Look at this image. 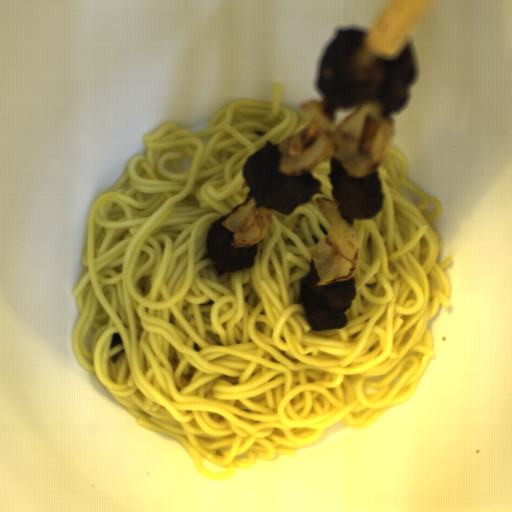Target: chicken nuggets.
<instances>
[{
  "mask_svg": "<svg viewBox=\"0 0 512 512\" xmlns=\"http://www.w3.org/2000/svg\"><path fill=\"white\" fill-rule=\"evenodd\" d=\"M367 33L358 29L337 32L319 66L316 85L332 107L362 102L395 112L407 97L416 76L410 45L393 59H382L364 45Z\"/></svg>",
  "mask_w": 512,
  "mask_h": 512,
  "instance_id": "1",
  "label": "chicken nuggets"
},
{
  "mask_svg": "<svg viewBox=\"0 0 512 512\" xmlns=\"http://www.w3.org/2000/svg\"><path fill=\"white\" fill-rule=\"evenodd\" d=\"M280 144L266 141L246 161L245 178L256 206L277 213L291 214L299 204L308 202L315 194H322V181L310 170L301 175H286L279 171Z\"/></svg>",
  "mask_w": 512,
  "mask_h": 512,
  "instance_id": "2",
  "label": "chicken nuggets"
},
{
  "mask_svg": "<svg viewBox=\"0 0 512 512\" xmlns=\"http://www.w3.org/2000/svg\"><path fill=\"white\" fill-rule=\"evenodd\" d=\"M319 277L310 261L309 273L301 278V301L312 331H327L347 325L346 311L357 295L355 277L331 285H317Z\"/></svg>",
  "mask_w": 512,
  "mask_h": 512,
  "instance_id": "3",
  "label": "chicken nuggets"
},
{
  "mask_svg": "<svg viewBox=\"0 0 512 512\" xmlns=\"http://www.w3.org/2000/svg\"><path fill=\"white\" fill-rule=\"evenodd\" d=\"M328 179L331 197L342 218L349 221L370 219L382 209V185L376 167L363 177H352L343 171L334 155Z\"/></svg>",
  "mask_w": 512,
  "mask_h": 512,
  "instance_id": "4",
  "label": "chicken nuggets"
},
{
  "mask_svg": "<svg viewBox=\"0 0 512 512\" xmlns=\"http://www.w3.org/2000/svg\"><path fill=\"white\" fill-rule=\"evenodd\" d=\"M231 214H224L213 221L206 235L207 257L214 262L212 267L219 275L234 274L252 267L258 254V242L247 248L232 246L234 233L222 225Z\"/></svg>",
  "mask_w": 512,
  "mask_h": 512,
  "instance_id": "5",
  "label": "chicken nuggets"
}]
</instances>
